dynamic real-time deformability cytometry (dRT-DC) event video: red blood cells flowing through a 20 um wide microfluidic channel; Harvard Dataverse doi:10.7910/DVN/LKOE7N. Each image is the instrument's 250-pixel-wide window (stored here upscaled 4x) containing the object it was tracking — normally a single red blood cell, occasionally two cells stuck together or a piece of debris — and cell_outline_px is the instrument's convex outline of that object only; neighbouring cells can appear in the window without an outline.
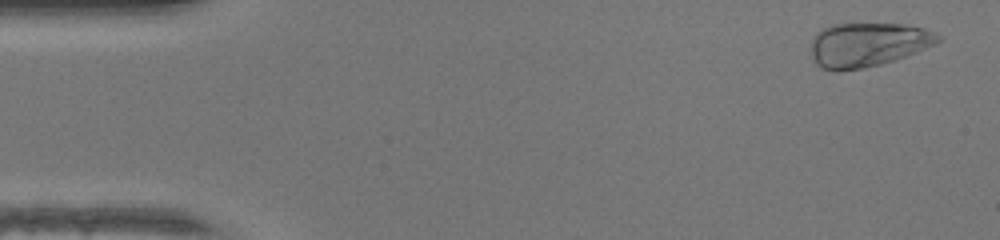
{"species": "human", "species_latin": "Homo sapiens", "temperature_condition": "warm", "stored_images_in_passage": 9, "camera_frame_rate_fps": 3000, "um_per_image_px": 0.085, "donor": {"sex": "female"}, "frame": {"image": 1, "passage_image": 2, "time_ms": 0.333, "image_size_px": [1000, 240], "cell_outline_px": [[944, 40], [936, 44], [916, 52], [880, 64], [860, 68], [836, 72], [820, 68], [812, 60], [812, 36], [820, 28], [828, 24], [904, 24], [924, 28], [944, 36]], "centroid_in_image_um": [73.74, 3.78], "position_along_channel_um": 11.3, "area_um2": 33.0}}